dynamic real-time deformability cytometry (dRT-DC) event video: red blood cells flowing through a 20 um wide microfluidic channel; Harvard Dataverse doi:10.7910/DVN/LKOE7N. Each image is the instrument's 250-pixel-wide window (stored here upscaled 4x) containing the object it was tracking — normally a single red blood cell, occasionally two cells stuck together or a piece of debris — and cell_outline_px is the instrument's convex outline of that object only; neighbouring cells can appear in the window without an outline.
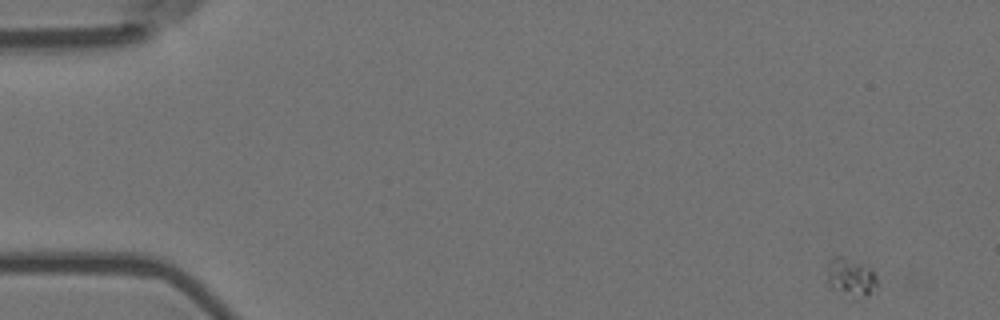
{"species": "Egyptian fruit bat (a non-hibernating species)", "species_latin": "Rousettus aegyptiacus", "temperature_condition": "room temperature", "stored_images_in_passage": 56, "camera_frame_rate_fps": 3000, "um_per_image_px": 0.085, "animal": {"sex": "female"}, "frame": {"image": 1, "passage_image": 1, "time_ms": 0.0, "image_size_px": [1000, 320], "cell_outline_px": [[876, 284], [868, 292], [856, 300], [832, 288], [828, 284], [828, 260], [832, 256], [840, 256], [872, 268], [876, 276]], "centroid_in_image_um": [72.27, 23.55], "position_along_channel_um": 12.7, "area_um2": 10.87}}
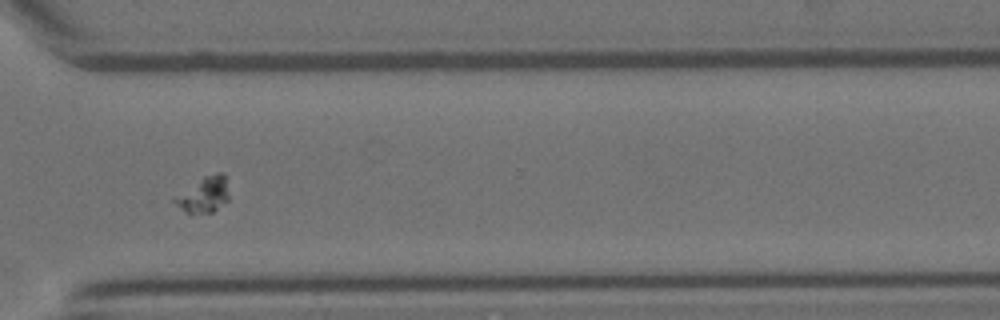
{"frame": {"image": 2, "passage_image": 41, "time_ms": 13.333, "image_size_px": [1000, 320], "cell_outline_px": [[228, 200], [212, 212], [184, 212], [172, 200], [204, 176], [216, 172], [224, 172], [228, 196]], "centroid_in_image_um": [17.36, 16.53], "position_along_channel_um": 353.2, "area_um2": 10.75}}
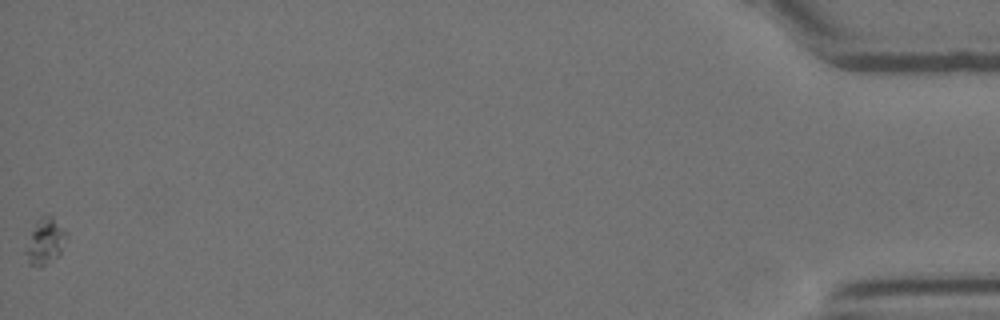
{"frame": {"image": 3, "passage_image": 56, "time_ms": 18.333, "image_size_px": [1000, 320], "cell_outline_px": [[68, 236], [60, 252], [56, 256], [40, 268], [36, 268], [28, 264], [24, 252], [24, 248], [36, 220], [40, 216], [48, 212], [68, 232]], "centroid_in_image_um": [3.81, 20.49], "position_along_channel_um": 431.4, "area_um2": 11.27}}